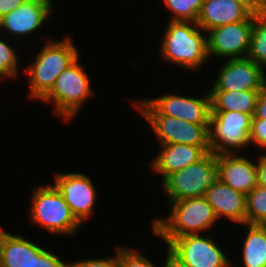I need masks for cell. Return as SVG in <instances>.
I'll list each match as a JSON object with an SVG mask.
<instances>
[{
  "instance_id": "cell-31",
  "label": "cell",
  "mask_w": 266,
  "mask_h": 267,
  "mask_svg": "<svg viewBox=\"0 0 266 267\" xmlns=\"http://www.w3.org/2000/svg\"><path fill=\"white\" fill-rule=\"evenodd\" d=\"M28 0H0V19Z\"/></svg>"
},
{
  "instance_id": "cell-13",
  "label": "cell",
  "mask_w": 266,
  "mask_h": 267,
  "mask_svg": "<svg viewBox=\"0 0 266 267\" xmlns=\"http://www.w3.org/2000/svg\"><path fill=\"white\" fill-rule=\"evenodd\" d=\"M161 115L174 117L195 124H209L211 113V96L191 98L184 95L167 94L146 99Z\"/></svg>"
},
{
  "instance_id": "cell-25",
  "label": "cell",
  "mask_w": 266,
  "mask_h": 267,
  "mask_svg": "<svg viewBox=\"0 0 266 267\" xmlns=\"http://www.w3.org/2000/svg\"><path fill=\"white\" fill-rule=\"evenodd\" d=\"M12 48L13 46L0 39V79L2 77L16 79L19 73L18 54Z\"/></svg>"
},
{
  "instance_id": "cell-17",
  "label": "cell",
  "mask_w": 266,
  "mask_h": 267,
  "mask_svg": "<svg viewBox=\"0 0 266 267\" xmlns=\"http://www.w3.org/2000/svg\"><path fill=\"white\" fill-rule=\"evenodd\" d=\"M253 13L235 0H203L196 21L204 31L248 19Z\"/></svg>"
},
{
  "instance_id": "cell-2",
  "label": "cell",
  "mask_w": 266,
  "mask_h": 267,
  "mask_svg": "<svg viewBox=\"0 0 266 267\" xmlns=\"http://www.w3.org/2000/svg\"><path fill=\"white\" fill-rule=\"evenodd\" d=\"M47 43L35 61L24 70L30 80L31 99L42 100L54 87L57 77L80 55L69 37L60 41L49 40Z\"/></svg>"
},
{
  "instance_id": "cell-18",
  "label": "cell",
  "mask_w": 266,
  "mask_h": 267,
  "mask_svg": "<svg viewBox=\"0 0 266 267\" xmlns=\"http://www.w3.org/2000/svg\"><path fill=\"white\" fill-rule=\"evenodd\" d=\"M161 151L151 161L155 173L162 175V182L170 175L198 162L206 152L200 146L186 144L161 145Z\"/></svg>"
},
{
  "instance_id": "cell-5",
  "label": "cell",
  "mask_w": 266,
  "mask_h": 267,
  "mask_svg": "<svg viewBox=\"0 0 266 267\" xmlns=\"http://www.w3.org/2000/svg\"><path fill=\"white\" fill-rule=\"evenodd\" d=\"M30 219L55 234H75L81 223L53 184L33 189Z\"/></svg>"
},
{
  "instance_id": "cell-9",
  "label": "cell",
  "mask_w": 266,
  "mask_h": 267,
  "mask_svg": "<svg viewBox=\"0 0 266 267\" xmlns=\"http://www.w3.org/2000/svg\"><path fill=\"white\" fill-rule=\"evenodd\" d=\"M166 249L185 267H232L226 254L209 236L194 234L177 237Z\"/></svg>"
},
{
  "instance_id": "cell-22",
  "label": "cell",
  "mask_w": 266,
  "mask_h": 267,
  "mask_svg": "<svg viewBox=\"0 0 266 267\" xmlns=\"http://www.w3.org/2000/svg\"><path fill=\"white\" fill-rule=\"evenodd\" d=\"M247 58L266 68V14H253V28Z\"/></svg>"
},
{
  "instance_id": "cell-7",
  "label": "cell",
  "mask_w": 266,
  "mask_h": 267,
  "mask_svg": "<svg viewBox=\"0 0 266 267\" xmlns=\"http://www.w3.org/2000/svg\"><path fill=\"white\" fill-rule=\"evenodd\" d=\"M219 179L217 155L206 153L198 162L170 174L163 182L169 202L203 197L208 188Z\"/></svg>"
},
{
  "instance_id": "cell-28",
  "label": "cell",
  "mask_w": 266,
  "mask_h": 267,
  "mask_svg": "<svg viewBox=\"0 0 266 267\" xmlns=\"http://www.w3.org/2000/svg\"><path fill=\"white\" fill-rule=\"evenodd\" d=\"M250 143L266 147V119H252Z\"/></svg>"
},
{
  "instance_id": "cell-23",
  "label": "cell",
  "mask_w": 266,
  "mask_h": 267,
  "mask_svg": "<svg viewBox=\"0 0 266 267\" xmlns=\"http://www.w3.org/2000/svg\"><path fill=\"white\" fill-rule=\"evenodd\" d=\"M266 222V187L257 185L246 195V224Z\"/></svg>"
},
{
  "instance_id": "cell-12",
  "label": "cell",
  "mask_w": 266,
  "mask_h": 267,
  "mask_svg": "<svg viewBox=\"0 0 266 267\" xmlns=\"http://www.w3.org/2000/svg\"><path fill=\"white\" fill-rule=\"evenodd\" d=\"M55 187L63 195L72 214L82 224L87 220L96 202V190L86 174L55 173Z\"/></svg>"
},
{
  "instance_id": "cell-8",
  "label": "cell",
  "mask_w": 266,
  "mask_h": 267,
  "mask_svg": "<svg viewBox=\"0 0 266 267\" xmlns=\"http://www.w3.org/2000/svg\"><path fill=\"white\" fill-rule=\"evenodd\" d=\"M252 118L253 115L243 112L211 111L208 129L210 151L216 155L235 154V149L249 146Z\"/></svg>"
},
{
  "instance_id": "cell-16",
  "label": "cell",
  "mask_w": 266,
  "mask_h": 267,
  "mask_svg": "<svg viewBox=\"0 0 266 267\" xmlns=\"http://www.w3.org/2000/svg\"><path fill=\"white\" fill-rule=\"evenodd\" d=\"M219 219L227 217L236 223L246 224V195L235 191L219 179L212 184L204 196Z\"/></svg>"
},
{
  "instance_id": "cell-10",
  "label": "cell",
  "mask_w": 266,
  "mask_h": 267,
  "mask_svg": "<svg viewBox=\"0 0 266 267\" xmlns=\"http://www.w3.org/2000/svg\"><path fill=\"white\" fill-rule=\"evenodd\" d=\"M252 28L253 14L245 21L208 30V57L216 55L227 59L246 58L250 47Z\"/></svg>"
},
{
  "instance_id": "cell-24",
  "label": "cell",
  "mask_w": 266,
  "mask_h": 267,
  "mask_svg": "<svg viewBox=\"0 0 266 267\" xmlns=\"http://www.w3.org/2000/svg\"><path fill=\"white\" fill-rule=\"evenodd\" d=\"M164 3L173 14L171 21L196 22L203 0H164Z\"/></svg>"
},
{
  "instance_id": "cell-27",
  "label": "cell",
  "mask_w": 266,
  "mask_h": 267,
  "mask_svg": "<svg viewBox=\"0 0 266 267\" xmlns=\"http://www.w3.org/2000/svg\"><path fill=\"white\" fill-rule=\"evenodd\" d=\"M119 263L120 267H156L143 255L123 247H119Z\"/></svg>"
},
{
  "instance_id": "cell-4",
  "label": "cell",
  "mask_w": 266,
  "mask_h": 267,
  "mask_svg": "<svg viewBox=\"0 0 266 267\" xmlns=\"http://www.w3.org/2000/svg\"><path fill=\"white\" fill-rule=\"evenodd\" d=\"M139 103V104H138ZM154 131L161 145L186 144L200 146L206 153L209 148V124H195L161 115L146 98L134 103Z\"/></svg>"
},
{
  "instance_id": "cell-35",
  "label": "cell",
  "mask_w": 266,
  "mask_h": 267,
  "mask_svg": "<svg viewBox=\"0 0 266 267\" xmlns=\"http://www.w3.org/2000/svg\"><path fill=\"white\" fill-rule=\"evenodd\" d=\"M235 1L243 4L252 12V0H235Z\"/></svg>"
},
{
  "instance_id": "cell-20",
  "label": "cell",
  "mask_w": 266,
  "mask_h": 267,
  "mask_svg": "<svg viewBox=\"0 0 266 267\" xmlns=\"http://www.w3.org/2000/svg\"><path fill=\"white\" fill-rule=\"evenodd\" d=\"M261 90L210 91L211 111L243 112L254 115Z\"/></svg>"
},
{
  "instance_id": "cell-11",
  "label": "cell",
  "mask_w": 266,
  "mask_h": 267,
  "mask_svg": "<svg viewBox=\"0 0 266 267\" xmlns=\"http://www.w3.org/2000/svg\"><path fill=\"white\" fill-rule=\"evenodd\" d=\"M209 91L263 90L266 74L249 58L227 59Z\"/></svg>"
},
{
  "instance_id": "cell-15",
  "label": "cell",
  "mask_w": 266,
  "mask_h": 267,
  "mask_svg": "<svg viewBox=\"0 0 266 267\" xmlns=\"http://www.w3.org/2000/svg\"><path fill=\"white\" fill-rule=\"evenodd\" d=\"M238 153L217 155L219 180L245 195L257 185V164Z\"/></svg>"
},
{
  "instance_id": "cell-34",
  "label": "cell",
  "mask_w": 266,
  "mask_h": 267,
  "mask_svg": "<svg viewBox=\"0 0 266 267\" xmlns=\"http://www.w3.org/2000/svg\"><path fill=\"white\" fill-rule=\"evenodd\" d=\"M253 14H266V0H252Z\"/></svg>"
},
{
  "instance_id": "cell-37",
  "label": "cell",
  "mask_w": 266,
  "mask_h": 267,
  "mask_svg": "<svg viewBox=\"0 0 266 267\" xmlns=\"http://www.w3.org/2000/svg\"><path fill=\"white\" fill-rule=\"evenodd\" d=\"M264 149H266V147ZM261 156L266 160V153L265 154H261Z\"/></svg>"
},
{
  "instance_id": "cell-3",
  "label": "cell",
  "mask_w": 266,
  "mask_h": 267,
  "mask_svg": "<svg viewBox=\"0 0 266 267\" xmlns=\"http://www.w3.org/2000/svg\"><path fill=\"white\" fill-rule=\"evenodd\" d=\"M200 29L196 22L169 20L160 47L164 61L192 71L201 67L209 57Z\"/></svg>"
},
{
  "instance_id": "cell-30",
  "label": "cell",
  "mask_w": 266,
  "mask_h": 267,
  "mask_svg": "<svg viewBox=\"0 0 266 267\" xmlns=\"http://www.w3.org/2000/svg\"><path fill=\"white\" fill-rule=\"evenodd\" d=\"M252 119H266V87L258 95Z\"/></svg>"
},
{
  "instance_id": "cell-36",
  "label": "cell",
  "mask_w": 266,
  "mask_h": 267,
  "mask_svg": "<svg viewBox=\"0 0 266 267\" xmlns=\"http://www.w3.org/2000/svg\"><path fill=\"white\" fill-rule=\"evenodd\" d=\"M257 226L264 232L265 240H266V222L260 223Z\"/></svg>"
},
{
  "instance_id": "cell-1",
  "label": "cell",
  "mask_w": 266,
  "mask_h": 267,
  "mask_svg": "<svg viewBox=\"0 0 266 267\" xmlns=\"http://www.w3.org/2000/svg\"><path fill=\"white\" fill-rule=\"evenodd\" d=\"M168 203L171 210L166 220L154 219L151 228L153 234L163 238L166 244L177 237L208 230L218 220L204 196Z\"/></svg>"
},
{
  "instance_id": "cell-29",
  "label": "cell",
  "mask_w": 266,
  "mask_h": 267,
  "mask_svg": "<svg viewBox=\"0 0 266 267\" xmlns=\"http://www.w3.org/2000/svg\"><path fill=\"white\" fill-rule=\"evenodd\" d=\"M116 255L112 258L87 259L72 263V267H120L119 263V247H116Z\"/></svg>"
},
{
  "instance_id": "cell-21",
  "label": "cell",
  "mask_w": 266,
  "mask_h": 267,
  "mask_svg": "<svg viewBox=\"0 0 266 267\" xmlns=\"http://www.w3.org/2000/svg\"><path fill=\"white\" fill-rule=\"evenodd\" d=\"M248 232L242 246L244 267H264L266 265V240L264 232L257 225L245 224Z\"/></svg>"
},
{
  "instance_id": "cell-26",
  "label": "cell",
  "mask_w": 266,
  "mask_h": 267,
  "mask_svg": "<svg viewBox=\"0 0 266 267\" xmlns=\"http://www.w3.org/2000/svg\"><path fill=\"white\" fill-rule=\"evenodd\" d=\"M28 267H72V263H65L57 254L32 242V259Z\"/></svg>"
},
{
  "instance_id": "cell-32",
  "label": "cell",
  "mask_w": 266,
  "mask_h": 267,
  "mask_svg": "<svg viewBox=\"0 0 266 267\" xmlns=\"http://www.w3.org/2000/svg\"><path fill=\"white\" fill-rule=\"evenodd\" d=\"M257 162L258 185L266 187V160L261 155H258Z\"/></svg>"
},
{
  "instance_id": "cell-19",
  "label": "cell",
  "mask_w": 266,
  "mask_h": 267,
  "mask_svg": "<svg viewBox=\"0 0 266 267\" xmlns=\"http://www.w3.org/2000/svg\"><path fill=\"white\" fill-rule=\"evenodd\" d=\"M32 241L0 229V267H28Z\"/></svg>"
},
{
  "instance_id": "cell-33",
  "label": "cell",
  "mask_w": 266,
  "mask_h": 267,
  "mask_svg": "<svg viewBox=\"0 0 266 267\" xmlns=\"http://www.w3.org/2000/svg\"><path fill=\"white\" fill-rule=\"evenodd\" d=\"M165 265L163 267H185L184 264L167 249Z\"/></svg>"
},
{
  "instance_id": "cell-6",
  "label": "cell",
  "mask_w": 266,
  "mask_h": 267,
  "mask_svg": "<svg viewBox=\"0 0 266 267\" xmlns=\"http://www.w3.org/2000/svg\"><path fill=\"white\" fill-rule=\"evenodd\" d=\"M78 61L79 58L57 77L54 87L41 100L51 102L54 113L65 121L73 119L93 93L84 65Z\"/></svg>"
},
{
  "instance_id": "cell-14",
  "label": "cell",
  "mask_w": 266,
  "mask_h": 267,
  "mask_svg": "<svg viewBox=\"0 0 266 267\" xmlns=\"http://www.w3.org/2000/svg\"><path fill=\"white\" fill-rule=\"evenodd\" d=\"M52 3L51 0H28L0 19V29L17 36L33 34L50 17Z\"/></svg>"
}]
</instances>
